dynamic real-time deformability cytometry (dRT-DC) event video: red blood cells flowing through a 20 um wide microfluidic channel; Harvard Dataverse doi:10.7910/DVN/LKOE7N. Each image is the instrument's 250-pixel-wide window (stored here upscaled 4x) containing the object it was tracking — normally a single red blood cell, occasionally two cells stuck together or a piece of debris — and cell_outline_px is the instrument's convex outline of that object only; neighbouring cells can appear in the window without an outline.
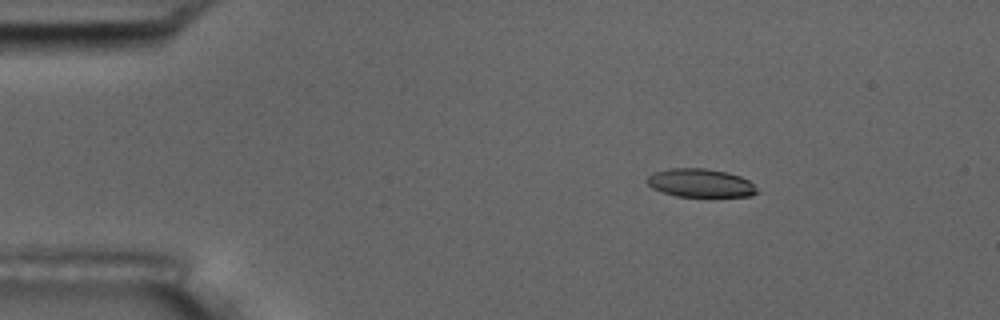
{"species": "common noctule bat (a hibernating species)", "species_latin": "Nyctalus noctula", "temperature_condition": "room temperature", "stored_images_in_passage": 4, "camera_frame_rate_fps": 3000, "um_per_image_px": 0.085, "animal": {"sex": "male", "body_mass_g": 17.5, "forearm_length_mm": 52.3}, "frame": {"image": 1, "passage_image": 2, "time_ms": 1.0, "image_size_px": [1000, 320], "cell_outline_px": [[760, 192], [752, 196], [676, 196], [652, 188], [644, 180], [652, 172], [668, 168], [704, 168], [728, 172], [740, 176], [748, 180]], "centroid_in_image_um": [59.51, 15.54], "position_along_channel_um": 25.5, "area_um2": 18.26}}